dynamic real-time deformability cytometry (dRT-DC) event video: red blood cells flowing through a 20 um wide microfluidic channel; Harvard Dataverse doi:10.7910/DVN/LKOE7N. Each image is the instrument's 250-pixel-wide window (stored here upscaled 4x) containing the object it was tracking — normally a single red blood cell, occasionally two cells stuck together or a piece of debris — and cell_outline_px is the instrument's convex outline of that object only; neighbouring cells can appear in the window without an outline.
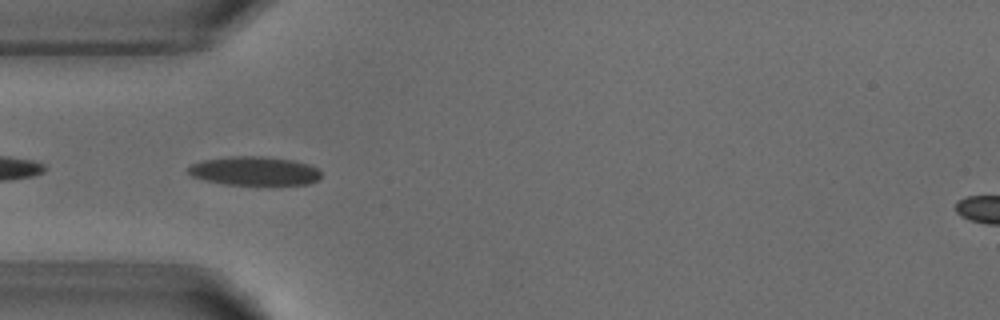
{"species": "common noctule bat (a hibernating species)", "species_latin": "Nyctalus noctula", "temperature_condition": "warm", "stored_images_in_passage": 5, "camera_frame_rate_fps": 3000, "um_per_image_px": 0.085, "animal": {"sex": "male", "body_mass_g": 18.8}, "frame": {"image": 1, "passage_image": 4, "time_ms": 3.667, "image_size_px": [1000, 320], "cell_outline_px": [[320, 180], [308, 184], [224, 184], [204, 180], [192, 176], [184, 168], [192, 164], [204, 160], [232, 156], [260, 156], [292, 160], [308, 164], [320, 168]], "centroid_in_image_um": [21.62, 14.53], "position_along_channel_um": 63.4, "area_um2": 22.31}}